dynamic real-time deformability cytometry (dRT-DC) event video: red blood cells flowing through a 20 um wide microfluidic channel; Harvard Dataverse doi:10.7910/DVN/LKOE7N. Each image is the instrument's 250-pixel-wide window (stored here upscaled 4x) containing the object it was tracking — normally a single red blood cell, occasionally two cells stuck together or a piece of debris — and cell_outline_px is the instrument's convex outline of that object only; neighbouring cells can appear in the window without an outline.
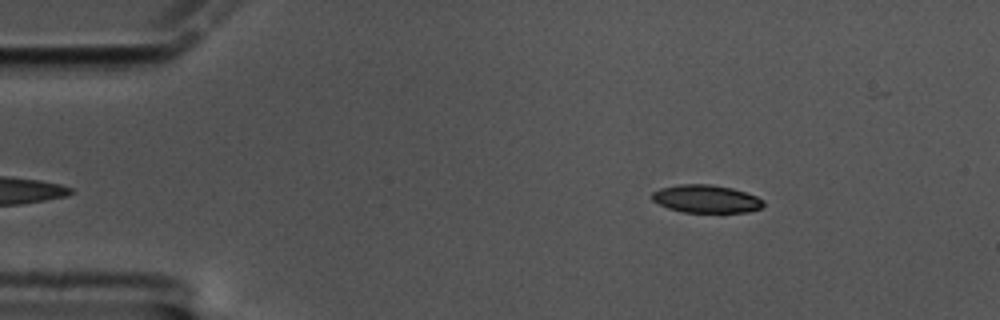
{"species": "common noctule bat (a hibernating species)", "species_latin": "Nyctalus noctula", "temperature_condition": "cold", "stored_images_in_passage": 54, "camera_frame_rate_fps": 3000, "um_per_image_px": 0.085, "animal": {"sex": "male", "body_mass_g": 17.5, "forearm_length_mm": 52.3}, "frame": {"image": 1, "passage_image": 3, "time_ms": 0.667, "image_size_px": [1000, 320], "cell_outline_px": [[764, 204], [760, 208], [748, 212], [684, 212], [668, 208], [652, 200], [652, 192], [660, 188], [680, 184], [712, 184], [732, 188], [756, 196], [764, 200]], "centroid_in_image_um": [60.02, 16.9], "position_along_channel_um": 25.0, "area_um2": 18.03}}
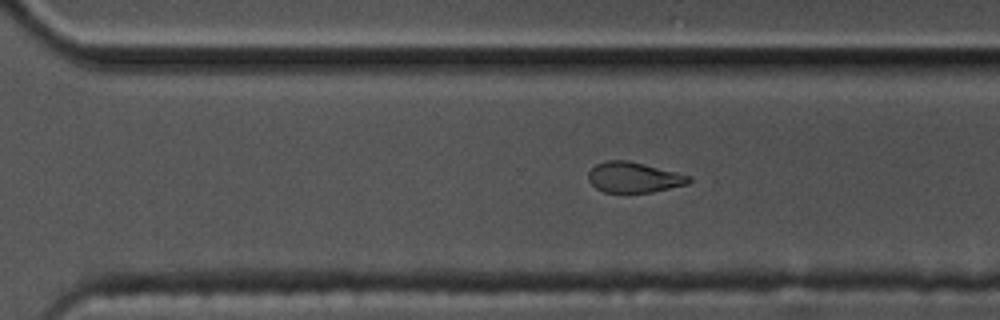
{"frame": {"image": 2, "passage_image": 35, "time_ms": 11.333, "image_size_px": [1000, 320], "cell_outline_px": [[692, 180], [688, 184], [652, 192], [604, 192], [596, 188], [588, 180], [588, 172], [596, 164], [604, 160], [628, 160], [692, 176]], "centroid_in_image_um": [53.87, 15.07], "position_along_channel_um": 316.7, "area_um2": 17.86}}
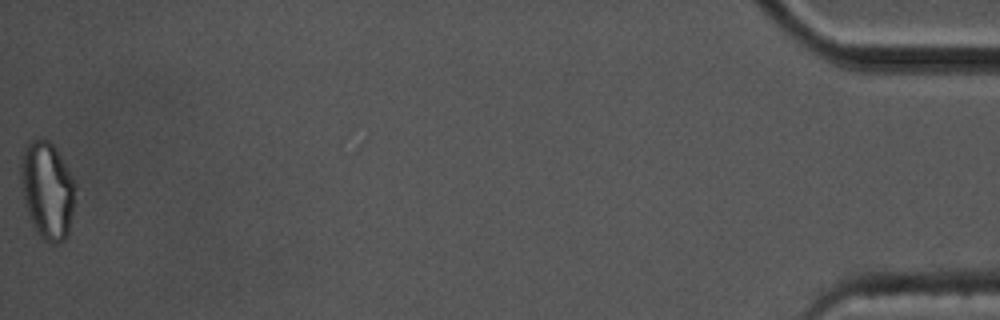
{"frame": {"image": 3, "passage_image": 54, "time_ms": 17.667, "image_size_px": [1000, 320], "cell_outline_px": [[76, 184], [72, 212], [68, 236], [60, 244], [52, 244], [44, 240], [36, 232], [28, 216], [24, 200], [20, 180], [20, 164], [24, 148], [28, 140], [40, 136], [48, 140], [52, 144], [60, 156], [72, 176]], "centroid_in_image_um": [4.0, 16.16], "position_along_channel_um": 431.2, "area_um2": 31.27}, "authors_computed_cell_mechanics": {"area_um2": 19.3341, "velocity_mm_per_s": 3.3619, "shape_relaxation_time_tau1_ms": null, "shape_relaxation_time_tau2_ms": 2.3527, "deformation_change_tau1": null, "deformation_change_tau2": 0.1031}}